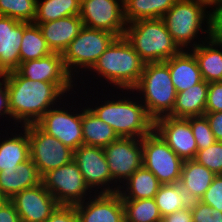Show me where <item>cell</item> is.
<instances>
[{
	"instance_id": "20",
	"label": "cell",
	"mask_w": 222,
	"mask_h": 222,
	"mask_svg": "<svg viewBox=\"0 0 222 222\" xmlns=\"http://www.w3.org/2000/svg\"><path fill=\"white\" fill-rule=\"evenodd\" d=\"M35 24L39 26L51 52L60 54H63L70 42L84 27L79 15L67 16L54 21Z\"/></svg>"
},
{
	"instance_id": "44",
	"label": "cell",
	"mask_w": 222,
	"mask_h": 222,
	"mask_svg": "<svg viewBox=\"0 0 222 222\" xmlns=\"http://www.w3.org/2000/svg\"><path fill=\"white\" fill-rule=\"evenodd\" d=\"M211 131L216 141L222 142V112H205Z\"/></svg>"
},
{
	"instance_id": "1",
	"label": "cell",
	"mask_w": 222,
	"mask_h": 222,
	"mask_svg": "<svg viewBox=\"0 0 222 222\" xmlns=\"http://www.w3.org/2000/svg\"><path fill=\"white\" fill-rule=\"evenodd\" d=\"M5 83L8 89L11 120L14 121L13 125L16 124L14 126V130L17 127L16 131L18 124L21 127L35 124L49 109L60 104L63 99L66 100L68 96L73 97L76 94L74 88L75 90L77 88L76 84L33 81L22 77L17 71L5 74ZM70 91L73 92L69 93ZM72 93L73 95H70Z\"/></svg>"
},
{
	"instance_id": "9",
	"label": "cell",
	"mask_w": 222,
	"mask_h": 222,
	"mask_svg": "<svg viewBox=\"0 0 222 222\" xmlns=\"http://www.w3.org/2000/svg\"><path fill=\"white\" fill-rule=\"evenodd\" d=\"M42 183L61 205H76L95 194L74 160L46 173Z\"/></svg>"
},
{
	"instance_id": "37",
	"label": "cell",
	"mask_w": 222,
	"mask_h": 222,
	"mask_svg": "<svg viewBox=\"0 0 222 222\" xmlns=\"http://www.w3.org/2000/svg\"><path fill=\"white\" fill-rule=\"evenodd\" d=\"M193 222H222V212L199 200L191 201Z\"/></svg>"
},
{
	"instance_id": "43",
	"label": "cell",
	"mask_w": 222,
	"mask_h": 222,
	"mask_svg": "<svg viewBox=\"0 0 222 222\" xmlns=\"http://www.w3.org/2000/svg\"><path fill=\"white\" fill-rule=\"evenodd\" d=\"M0 117L3 119L6 118L5 120H8L9 123L10 121H13V120H10L11 114H10L9 101H8V89L5 83V74L0 75Z\"/></svg>"
},
{
	"instance_id": "40",
	"label": "cell",
	"mask_w": 222,
	"mask_h": 222,
	"mask_svg": "<svg viewBox=\"0 0 222 222\" xmlns=\"http://www.w3.org/2000/svg\"><path fill=\"white\" fill-rule=\"evenodd\" d=\"M205 112H222V82L209 83Z\"/></svg>"
},
{
	"instance_id": "2",
	"label": "cell",
	"mask_w": 222,
	"mask_h": 222,
	"mask_svg": "<svg viewBox=\"0 0 222 222\" xmlns=\"http://www.w3.org/2000/svg\"><path fill=\"white\" fill-rule=\"evenodd\" d=\"M126 91L127 95L130 91L129 94L132 93L133 97H129V95L127 97ZM119 92H123V94L125 92L124 96L120 94L117 97L113 94L110 98L111 100L107 97L104 101L100 100L101 104L97 100L95 106L94 103L92 104L93 106L89 104V108L103 122L109 124L118 137L142 139L154 129V120L147 114L145 106L139 99V95L137 96L136 94L134 96L133 90H122Z\"/></svg>"
},
{
	"instance_id": "23",
	"label": "cell",
	"mask_w": 222,
	"mask_h": 222,
	"mask_svg": "<svg viewBox=\"0 0 222 222\" xmlns=\"http://www.w3.org/2000/svg\"><path fill=\"white\" fill-rule=\"evenodd\" d=\"M10 136L0 137V171L16 170L20 163L30 158V143L27 131L19 126Z\"/></svg>"
},
{
	"instance_id": "41",
	"label": "cell",
	"mask_w": 222,
	"mask_h": 222,
	"mask_svg": "<svg viewBox=\"0 0 222 222\" xmlns=\"http://www.w3.org/2000/svg\"><path fill=\"white\" fill-rule=\"evenodd\" d=\"M46 222H78L74 205H60Z\"/></svg>"
},
{
	"instance_id": "22",
	"label": "cell",
	"mask_w": 222,
	"mask_h": 222,
	"mask_svg": "<svg viewBox=\"0 0 222 222\" xmlns=\"http://www.w3.org/2000/svg\"><path fill=\"white\" fill-rule=\"evenodd\" d=\"M171 80L176 92H182L201 82L198 62L190 50H182L167 61Z\"/></svg>"
},
{
	"instance_id": "17",
	"label": "cell",
	"mask_w": 222,
	"mask_h": 222,
	"mask_svg": "<svg viewBox=\"0 0 222 222\" xmlns=\"http://www.w3.org/2000/svg\"><path fill=\"white\" fill-rule=\"evenodd\" d=\"M88 199L74 205L78 222H125L122 197L118 192L97 193Z\"/></svg>"
},
{
	"instance_id": "25",
	"label": "cell",
	"mask_w": 222,
	"mask_h": 222,
	"mask_svg": "<svg viewBox=\"0 0 222 222\" xmlns=\"http://www.w3.org/2000/svg\"><path fill=\"white\" fill-rule=\"evenodd\" d=\"M208 88L209 83L202 80L189 89L178 92L173 111L169 116L175 118L203 116L207 103Z\"/></svg>"
},
{
	"instance_id": "45",
	"label": "cell",
	"mask_w": 222,
	"mask_h": 222,
	"mask_svg": "<svg viewBox=\"0 0 222 222\" xmlns=\"http://www.w3.org/2000/svg\"><path fill=\"white\" fill-rule=\"evenodd\" d=\"M161 222H193L191 207L180 209L162 217Z\"/></svg>"
},
{
	"instance_id": "14",
	"label": "cell",
	"mask_w": 222,
	"mask_h": 222,
	"mask_svg": "<svg viewBox=\"0 0 222 222\" xmlns=\"http://www.w3.org/2000/svg\"><path fill=\"white\" fill-rule=\"evenodd\" d=\"M73 160L77 163L86 184L95 194L113 193V178L104 148L83 144L74 150Z\"/></svg>"
},
{
	"instance_id": "7",
	"label": "cell",
	"mask_w": 222,
	"mask_h": 222,
	"mask_svg": "<svg viewBox=\"0 0 222 222\" xmlns=\"http://www.w3.org/2000/svg\"><path fill=\"white\" fill-rule=\"evenodd\" d=\"M116 38L117 36L111 32L84 26L62 54L68 73L75 80L80 78L79 74L83 78L86 71L87 76L100 55Z\"/></svg>"
},
{
	"instance_id": "29",
	"label": "cell",
	"mask_w": 222,
	"mask_h": 222,
	"mask_svg": "<svg viewBox=\"0 0 222 222\" xmlns=\"http://www.w3.org/2000/svg\"><path fill=\"white\" fill-rule=\"evenodd\" d=\"M178 0H123L127 24L140 19L162 18Z\"/></svg>"
},
{
	"instance_id": "16",
	"label": "cell",
	"mask_w": 222,
	"mask_h": 222,
	"mask_svg": "<svg viewBox=\"0 0 222 222\" xmlns=\"http://www.w3.org/2000/svg\"><path fill=\"white\" fill-rule=\"evenodd\" d=\"M154 130L183 161L194 160L198 147L187 118L159 117L154 121Z\"/></svg>"
},
{
	"instance_id": "30",
	"label": "cell",
	"mask_w": 222,
	"mask_h": 222,
	"mask_svg": "<svg viewBox=\"0 0 222 222\" xmlns=\"http://www.w3.org/2000/svg\"><path fill=\"white\" fill-rule=\"evenodd\" d=\"M19 53L20 63L40 59L52 53L37 24L24 22L23 38Z\"/></svg>"
},
{
	"instance_id": "18",
	"label": "cell",
	"mask_w": 222,
	"mask_h": 222,
	"mask_svg": "<svg viewBox=\"0 0 222 222\" xmlns=\"http://www.w3.org/2000/svg\"><path fill=\"white\" fill-rule=\"evenodd\" d=\"M22 77L33 81L51 82L53 84H77L66 70L63 56L52 52L40 59L20 63L16 70ZM76 82V83H75Z\"/></svg>"
},
{
	"instance_id": "46",
	"label": "cell",
	"mask_w": 222,
	"mask_h": 222,
	"mask_svg": "<svg viewBox=\"0 0 222 222\" xmlns=\"http://www.w3.org/2000/svg\"><path fill=\"white\" fill-rule=\"evenodd\" d=\"M187 1L201 3L204 6H206L209 10H210V8L212 10V9L217 8L222 0H187Z\"/></svg>"
},
{
	"instance_id": "4",
	"label": "cell",
	"mask_w": 222,
	"mask_h": 222,
	"mask_svg": "<svg viewBox=\"0 0 222 222\" xmlns=\"http://www.w3.org/2000/svg\"><path fill=\"white\" fill-rule=\"evenodd\" d=\"M123 36L145 63L167 61L182 51L162 18L131 22Z\"/></svg>"
},
{
	"instance_id": "27",
	"label": "cell",
	"mask_w": 222,
	"mask_h": 222,
	"mask_svg": "<svg viewBox=\"0 0 222 222\" xmlns=\"http://www.w3.org/2000/svg\"><path fill=\"white\" fill-rule=\"evenodd\" d=\"M87 106L82 108V134L84 145L105 148L119 137L113 128L103 122Z\"/></svg>"
},
{
	"instance_id": "28",
	"label": "cell",
	"mask_w": 222,
	"mask_h": 222,
	"mask_svg": "<svg viewBox=\"0 0 222 222\" xmlns=\"http://www.w3.org/2000/svg\"><path fill=\"white\" fill-rule=\"evenodd\" d=\"M221 48L208 39L190 50L198 62L202 79L208 83L222 82Z\"/></svg>"
},
{
	"instance_id": "38",
	"label": "cell",
	"mask_w": 222,
	"mask_h": 222,
	"mask_svg": "<svg viewBox=\"0 0 222 222\" xmlns=\"http://www.w3.org/2000/svg\"><path fill=\"white\" fill-rule=\"evenodd\" d=\"M199 201L222 212V175L214 177L213 182Z\"/></svg>"
},
{
	"instance_id": "31",
	"label": "cell",
	"mask_w": 222,
	"mask_h": 222,
	"mask_svg": "<svg viewBox=\"0 0 222 222\" xmlns=\"http://www.w3.org/2000/svg\"><path fill=\"white\" fill-rule=\"evenodd\" d=\"M81 0H37L33 23H46L80 14Z\"/></svg>"
},
{
	"instance_id": "10",
	"label": "cell",
	"mask_w": 222,
	"mask_h": 222,
	"mask_svg": "<svg viewBox=\"0 0 222 222\" xmlns=\"http://www.w3.org/2000/svg\"><path fill=\"white\" fill-rule=\"evenodd\" d=\"M30 143V159L41 177L73 160L74 151L54 136L42 131L36 124L22 126Z\"/></svg>"
},
{
	"instance_id": "6",
	"label": "cell",
	"mask_w": 222,
	"mask_h": 222,
	"mask_svg": "<svg viewBox=\"0 0 222 222\" xmlns=\"http://www.w3.org/2000/svg\"><path fill=\"white\" fill-rule=\"evenodd\" d=\"M132 90L142 95L140 101L154 121L173 111L177 92L165 61L145 63L141 78Z\"/></svg>"
},
{
	"instance_id": "19",
	"label": "cell",
	"mask_w": 222,
	"mask_h": 222,
	"mask_svg": "<svg viewBox=\"0 0 222 222\" xmlns=\"http://www.w3.org/2000/svg\"><path fill=\"white\" fill-rule=\"evenodd\" d=\"M23 31L24 22L0 15V75L18 69Z\"/></svg>"
},
{
	"instance_id": "35",
	"label": "cell",
	"mask_w": 222,
	"mask_h": 222,
	"mask_svg": "<svg viewBox=\"0 0 222 222\" xmlns=\"http://www.w3.org/2000/svg\"><path fill=\"white\" fill-rule=\"evenodd\" d=\"M187 119L189 120L198 150L206 149L216 142L208 120L204 115L188 117Z\"/></svg>"
},
{
	"instance_id": "13",
	"label": "cell",
	"mask_w": 222,
	"mask_h": 222,
	"mask_svg": "<svg viewBox=\"0 0 222 222\" xmlns=\"http://www.w3.org/2000/svg\"><path fill=\"white\" fill-rule=\"evenodd\" d=\"M80 18L85 27L122 37L126 30L123 0H81Z\"/></svg>"
},
{
	"instance_id": "5",
	"label": "cell",
	"mask_w": 222,
	"mask_h": 222,
	"mask_svg": "<svg viewBox=\"0 0 222 222\" xmlns=\"http://www.w3.org/2000/svg\"><path fill=\"white\" fill-rule=\"evenodd\" d=\"M162 19L181 50H191L209 39L210 11L201 3L178 0Z\"/></svg>"
},
{
	"instance_id": "24",
	"label": "cell",
	"mask_w": 222,
	"mask_h": 222,
	"mask_svg": "<svg viewBox=\"0 0 222 222\" xmlns=\"http://www.w3.org/2000/svg\"><path fill=\"white\" fill-rule=\"evenodd\" d=\"M214 174L195 160L183 162L179 185L190 201L200 200L213 182Z\"/></svg>"
},
{
	"instance_id": "33",
	"label": "cell",
	"mask_w": 222,
	"mask_h": 222,
	"mask_svg": "<svg viewBox=\"0 0 222 222\" xmlns=\"http://www.w3.org/2000/svg\"><path fill=\"white\" fill-rule=\"evenodd\" d=\"M125 222H161L162 215L154 198L122 200Z\"/></svg>"
},
{
	"instance_id": "36",
	"label": "cell",
	"mask_w": 222,
	"mask_h": 222,
	"mask_svg": "<svg viewBox=\"0 0 222 222\" xmlns=\"http://www.w3.org/2000/svg\"><path fill=\"white\" fill-rule=\"evenodd\" d=\"M194 160L216 175H222V142L216 141L206 149L198 150Z\"/></svg>"
},
{
	"instance_id": "3",
	"label": "cell",
	"mask_w": 222,
	"mask_h": 222,
	"mask_svg": "<svg viewBox=\"0 0 222 222\" xmlns=\"http://www.w3.org/2000/svg\"><path fill=\"white\" fill-rule=\"evenodd\" d=\"M144 65L139 54L122 36L117 37L106 48L89 72L97 77L94 79L98 80L99 77L100 81L109 82L114 90H132L141 78Z\"/></svg>"
},
{
	"instance_id": "8",
	"label": "cell",
	"mask_w": 222,
	"mask_h": 222,
	"mask_svg": "<svg viewBox=\"0 0 222 222\" xmlns=\"http://www.w3.org/2000/svg\"><path fill=\"white\" fill-rule=\"evenodd\" d=\"M183 162L154 129L142 138V165L161 184L179 183Z\"/></svg>"
},
{
	"instance_id": "15",
	"label": "cell",
	"mask_w": 222,
	"mask_h": 222,
	"mask_svg": "<svg viewBox=\"0 0 222 222\" xmlns=\"http://www.w3.org/2000/svg\"><path fill=\"white\" fill-rule=\"evenodd\" d=\"M9 200L16 208L21 222H46L61 205L43 183L18 192Z\"/></svg>"
},
{
	"instance_id": "12",
	"label": "cell",
	"mask_w": 222,
	"mask_h": 222,
	"mask_svg": "<svg viewBox=\"0 0 222 222\" xmlns=\"http://www.w3.org/2000/svg\"><path fill=\"white\" fill-rule=\"evenodd\" d=\"M104 152L113 178V193H116L120 184L142 166V139L119 137Z\"/></svg>"
},
{
	"instance_id": "34",
	"label": "cell",
	"mask_w": 222,
	"mask_h": 222,
	"mask_svg": "<svg viewBox=\"0 0 222 222\" xmlns=\"http://www.w3.org/2000/svg\"><path fill=\"white\" fill-rule=\"evenodd\" d=\"M37 0H0V15L20 22L33 23Z\"/></svg>"
},
{
	"instance_id": "21",
	"label": "cell",
	"mask_w": 222,
	"mask_h": 222,
	"mask_svg": "<svg viewBox=\"0 0 222 222\" xmlns=\"http://www.w3.org/2000/svg\"><path fill=\"white\" fill-rule=\"evenodd\" d=\"M40 183H42V177L29 158L20 163L16 170L0 171V199H10L14 194Z\"/></svg>"
},
{
	"instance_id": "32",
	"label": "cell",
	"mask_w": 222,
	"mask_h": 222,
	"mask_svg": "<svg viewBox=\"0 0 222 222\" xmlns=\"http://www.w3.org/2000/svg\"><path fill=\"white\" fill-rule=\"evenodd\" d=\"M154 199L162 217L191 205L190 199L179 183L161 184Z\"/></svg>"
},
{
	"instance_id": "42",
	"label": "cell",
	"mask_w": 222,
	"mask_h": 222,
	"mask_svg": "<svg viewBox=\"0 0 222 222\" xmlns=\"http://www.w3.org/2000/svg\"><path fill=\"white\" fill-rule=\"evenodd\" d=\"M0 222H21L16 208L9 199H0Z\"/></svg>"
},
{
	"instance_id": "26",
	"label": "cell",
	"mask_w": 222,
	"mask_h": 222,
	"mask_svg": "<svg viewBox=\"0 0 222 222\" xmlns=\"http://www.w3.org/2000/svg\"><path fill=\"white\" fill-rule=\"evenodd\" d=\"M160 186L157 177L142 165L120 185L118 193L122 200L149 199L155 197Z\"/></svg>"
},
{
	"instance_id": "11",
	"label": "cell",
	"mask_w": 222,
	"mask_h": 222,
	"mask_svg": "<svg viewBox=\"0 0 222 222\" xmlns=\"http://www.w3.org/2000/svg\"><path fill=\"white\" fill-rule=\"evenodd\" d=\"M66 104L68 107L70 103H66L65 101V103L62 102L61 105L60 102L58 106L52 107L35 124L42 131L48 135L54 136L74 151L84 144L82 134V108L76 109L73 107L74 105L71 104L67 109L65 108Z\"/></svg>"
},
{
	"instance_id": "39",
	"label": "cell",
	"mask_w": 222,
	"mask_h": 222,
	"mask_svg": "<svg viewBox=\"0 0 222 222\" xmlns=\"http://www.w3.org/2000/svg\"><path fill=\"white\" fill-rule=\"evenodd\" d=\"M209 39L222 46V1L217 8L210 10Z\"/></svg>"
}]
</instances>
